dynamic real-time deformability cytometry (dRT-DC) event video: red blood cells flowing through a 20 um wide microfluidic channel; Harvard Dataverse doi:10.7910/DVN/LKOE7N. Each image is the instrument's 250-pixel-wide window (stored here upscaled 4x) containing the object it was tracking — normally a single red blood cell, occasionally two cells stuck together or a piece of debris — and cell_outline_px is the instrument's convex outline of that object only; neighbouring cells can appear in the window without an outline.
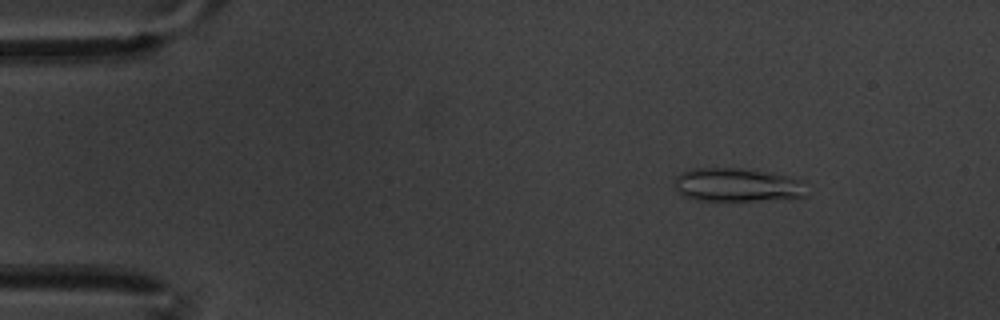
{"species": "common noctule bat (a hibernating species)", "species_latin": "Nyctalus noctula", "temperature_condition": "warm", "stored_images_in_passage": 60, "camera_frame_rate_fps": 3000, "um_per_image_px": 0.085, "animal": {"sex": "male", "body_mass_g": 20.1, "forearm_length_mm": 53.5}, "frame": {"image": 1, "passage_image": 8, "time_ms": 2.333, "image_size_px": [1000, 320], "cell_outline_px": [[808, 196], [752, 200], [700, 200], [680, 196], [676, 192], [676, 176], [680, 172], [692, 168], [744, 168], [772, 172], [804, 180]], "centroid_in_image_um": [62.66, 15.7], "position_along_channel_um": 22.3, "area_um2": 26.07}}
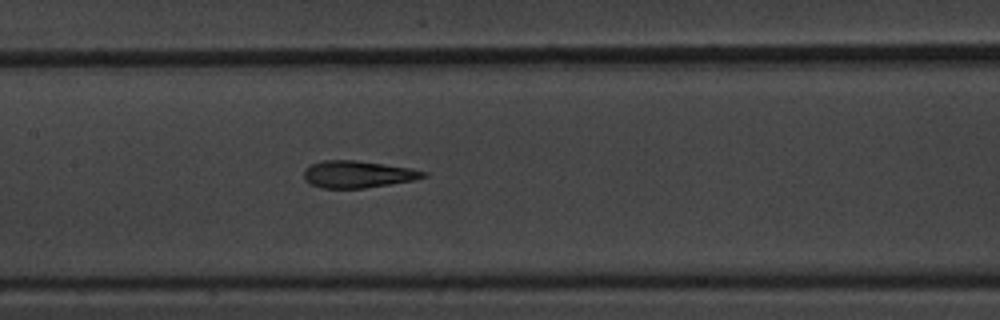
{"frame": {"image": 2, "passage_image": 29, "time_ms": 9.333, "image_size_px": [1000, 320], "cell_outline_px": [[428, 176], [416, 180], [364, 188], [324, 188], [312, 184], [304, 180], [304, 172], [312, 164], [324, 160], [356, 160], [384, 164], [408, 168], [428, 172]], "centroid_in_image_um": [30.45, 14.81], "position_along_channel_um": 177.0, "area_um2": 18.67}}
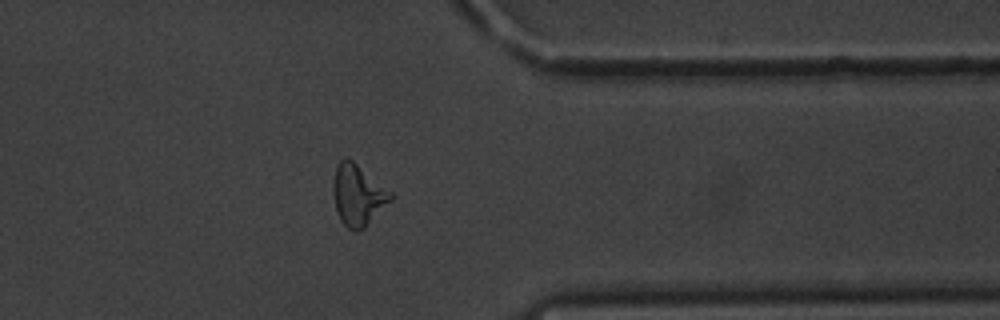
{"frame": {"image": 3, "passage_image": 48, "time_ms": 15.667, "image_size_px": [1000, 320], "cell_outline_px": [[392, 200], [364, 228], [356, 232], [348, 228], [340, 220], [336, 208], [332, 192], [332, 184], [336, 168], [340, 160], [352, 160], [392, 192]], "centroid_in_image_um": [30.42, 16.61], "position_along_channel_um": 381.0, "area_um2": 20.23}, "authors_computed_cell_mechanics": {"area_um2": 19.5364, "velocity_mm_per_s": 3.3553, "shape_relaxation_time_tau1_ms": 8.5604, "shape_relaxation_time_tau2_ms": 2.5517, "deformation_change_tau1": 0.2265, "deformation_change_tau2": 0.1407}}